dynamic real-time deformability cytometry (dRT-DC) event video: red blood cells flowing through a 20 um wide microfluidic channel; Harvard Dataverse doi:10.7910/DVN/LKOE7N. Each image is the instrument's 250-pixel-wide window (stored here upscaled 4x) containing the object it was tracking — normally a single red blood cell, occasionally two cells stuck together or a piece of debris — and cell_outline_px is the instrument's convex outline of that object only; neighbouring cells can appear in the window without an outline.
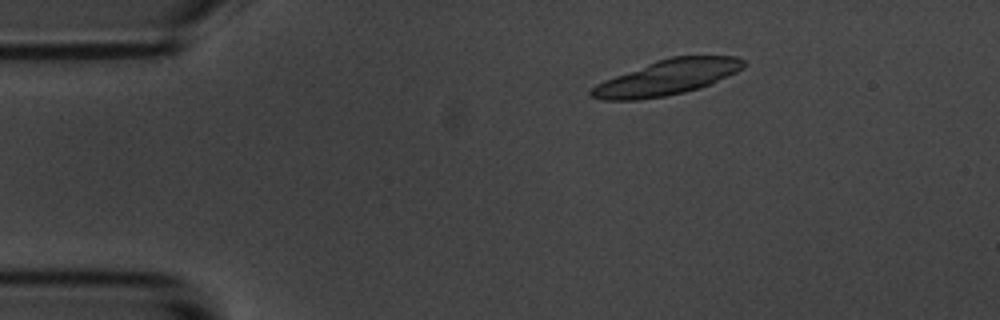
{"species": "common noctule bat (a hibernating species)", "species_latin": "Nyctalus noctula", "temperature_condition": "room temperature", "stored_images_in_passage": 4, "camera_frame_rate_fps": 3000, "um_per_image_px": 0.085, "animal": {"sex": "male", "body_mass_g": 20.1, "forearm_length_mm": 53.5}, "frame": {"image": 1, "passage_image": 2, "time_ms": 0.333, "image_size_px": [1000, 320], "cell_outline_px": [[744, 68], [736, 72], [700, 88], [684, 92], [664, 96], [636, 100], [604, 100], [592, 96], [588, 92], [596, 84], [604, 80], [656, 60], [668, 56], [736, 56], [744, 60]], "centroid_in_image_um": [56.69, 6.58], "position_along_channel_um": 28.3, "area_um2": 30.98}}